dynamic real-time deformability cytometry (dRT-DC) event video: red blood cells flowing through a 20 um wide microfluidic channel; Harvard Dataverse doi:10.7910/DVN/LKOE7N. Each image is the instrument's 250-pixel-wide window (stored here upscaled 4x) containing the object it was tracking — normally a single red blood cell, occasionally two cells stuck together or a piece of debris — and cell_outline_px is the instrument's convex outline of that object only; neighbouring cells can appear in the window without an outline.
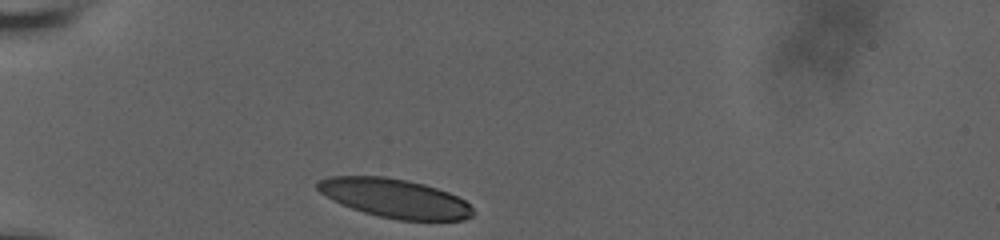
{"species": "human", "species_latin": "Homo sapiens", "temperature_condition": "room temperature", "stored_images_in_passage": 22, "camera_frame_rate_fps": 3000, "um_per_image_px": 0.085, "donor": {"sex": "male"}, "frame": {"image": 1, "passage_image": 1, "time_ms": 0.0, "image_size_px": [1000, 240], "cell_outline_px": [[476, 212], [472, 216], [464, 220], [400, 220], [380, 216], [364, 212], [340, 204], [332, 200], [320, 192], [316, 188], [316, 180], [328, 176], [384, 176], [408, 180], [424, 184], [448, 192], [464, 200]], "centroid_in_image_um": [33.53, 16.84], "position_along_channel_um": 51.5, "area_um2": 35.32}}
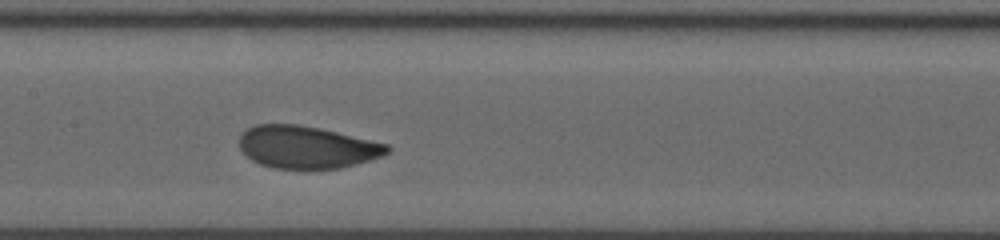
{"frame": {"image": 2, "passage_image": 10, "time_ms": 4.333, "image_size_px": [1000, 240], "cell_outline_px": [[392, 148], [384, 156], [356, 164], [340, 168], [272, 168], [260, 164], [252, 160], [240, 148], [240, 136], [248, 128], [256, 124], [296, 124], [320, 128], [388, 144]], "centroid_in_image_um": [26.1, 12.5], "position_along_channel_um": 181.3, "area_um2": 36.36}}
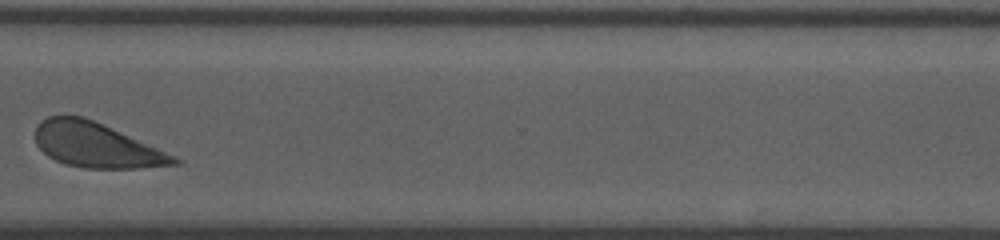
{"frame": {"image": 3, "passage_image": 19, "time_ms": 9.333, "image_size_px": [1000, 240], "cell_outline_px": [[184, 160], [180, 164], [140, 168], [84, 168], [64, 164], [48, 156], [36, 144], [36, 124], [40, 120], [48, 116], [84, 116], [176, 156]], "centroid_in_image_um": [8.18, 12.34], "position_along_channel_um": 362.4, "area_um2": 36.07}, "authors_computed_cell_mechanics": {"area_um2": 36.9342, "velocity_mm_per_s": 3.6296, "shape_relaxation_time_tau1_ms": 2.9245, "shape_relaxation_time_tau2_ms": 1.5141, "deformation_change_tau1": 0.1268, "deformation_change_tau2": 0.0721}}